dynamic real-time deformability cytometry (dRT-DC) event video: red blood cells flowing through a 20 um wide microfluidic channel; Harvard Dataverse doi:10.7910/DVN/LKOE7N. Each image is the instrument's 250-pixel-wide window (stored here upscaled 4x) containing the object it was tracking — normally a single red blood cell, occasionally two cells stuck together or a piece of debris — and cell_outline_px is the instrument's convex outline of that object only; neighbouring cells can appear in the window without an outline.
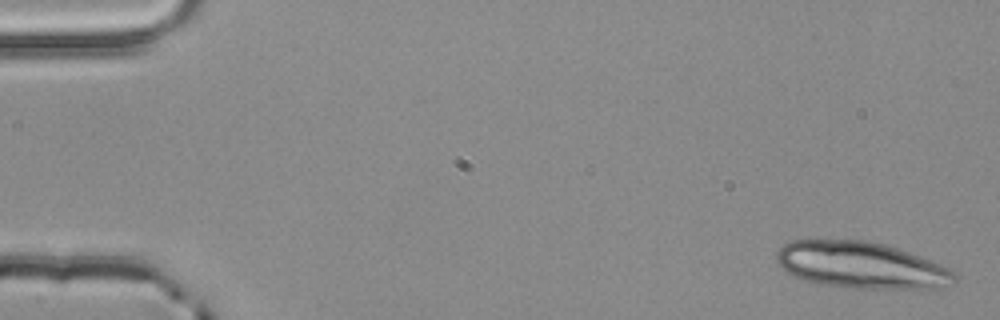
{"species": "common noctule bat (a hibernating species)", "species_latin": "Nyctalus noctula", "temperature_condition": "room temperature", "stored_images_in_passage": 4, "camera_frame_rate_fps": 3000, "um_per_image_px": 0.085, "animal": {"sex": "male", "body_mass_g": 20.4}, "frame": {"image": 1, "passage_image": 1, "time_ms": 0.0, "image_size_px": [1000, 320], "cell_outline_px": [[956, 280], [940, 288], [856, 288], [824, 284], [804, 280], [784, 272], [776, 260], [776, 252], [784, 244], [792, 240], [812, 236], [864, 240], [884, 244], [920, 256], [948, 268], [956, 276]], "centroid_in_image_um": [73.07, 22.48], "position_along_channel_um": 11.9, "area_um2": 48.9}}